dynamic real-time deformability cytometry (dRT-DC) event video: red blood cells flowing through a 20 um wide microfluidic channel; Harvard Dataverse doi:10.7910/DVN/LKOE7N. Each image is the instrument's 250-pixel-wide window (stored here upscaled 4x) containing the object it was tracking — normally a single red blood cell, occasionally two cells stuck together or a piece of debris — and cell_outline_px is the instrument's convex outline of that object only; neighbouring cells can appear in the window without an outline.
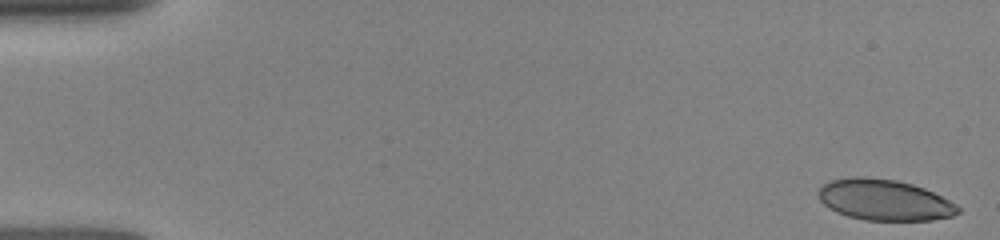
{"species": "human", "species_latin": "Homo sapiens", "temperature_condition": "room temperature", "stored_images_in_passage": 20, "camera_frame_rate_fps": 3000, "um_per_image_px": 0.085, "donor": {"sex": "female"}, "frame": {"image": 1, "passage_image": 1, "time_ms": 0.0, "image_size_px": [1000, 240], "cell_outline_px": [[960, 212], [952, 216], [932, 220], [864, 220], [848, 216], [836, 212], [824, 204], [820, 200], [820, 188], [824, 184], [832, 180], [852, 176], [864, 176], [896, 180], [912, 184], [924, 188], [956, 204], [960, 208]], "centroid_in_image_um": [75.18, 16.99], "position_along_channel_um": 9.8, "area_um2": 33.12}}
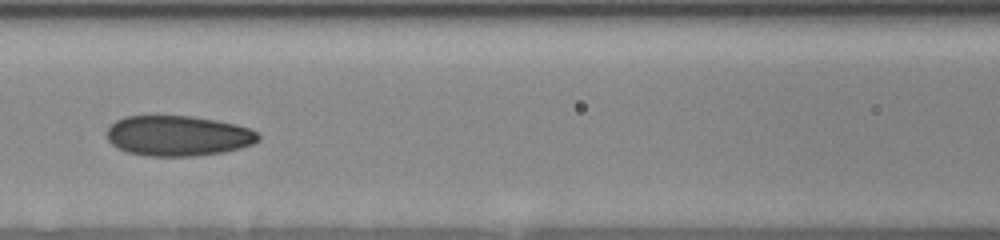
{"frame": {"image": 2, "passage_image": 12, "time_ms": 7.0, "image_size_px": [1000, 240], "cell_outline_px": [[260, 140], [252, 144], [240, 148], [224, 152], [192, 156], [148, 156], [128, 152], [112, 144], [108, 140], [108, 128], [116, 120], [124, 116], [192, 116], [216, 120], [236, 124], [248, 128], [256, 132], [260, 136]], "centroid_in_image_um": [15.15, 11.54], "position_along_channel_um": 151.4, "area_um2": 35.49}}
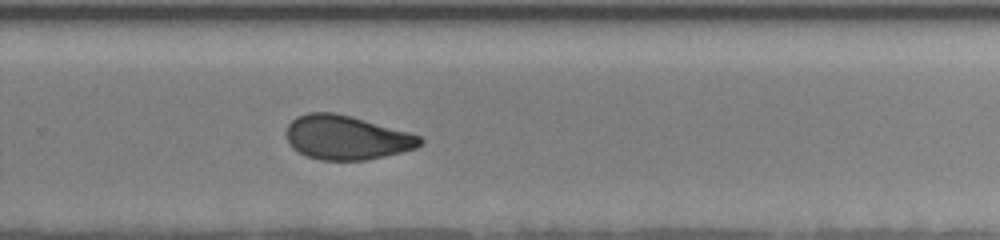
{"frame": {"image": 3, "passage_image": 20, "time_ms": 10.667, "image_size_px": [1000, 240], "cell_outline_px": [[424, 140], [416, 148], [384, 156], [364, 160], [320, 160], [308, 156], [292, 148], [288, 144], [284, 132], [288, 124], [296, 116], [308, 112], [332, 112], [352, 116], [408, 132], [420, 136]], "centroid_in_image_um": [29.4, 11.68], "position_along_channel_um": 300.4, "area_um2": 34.45}}